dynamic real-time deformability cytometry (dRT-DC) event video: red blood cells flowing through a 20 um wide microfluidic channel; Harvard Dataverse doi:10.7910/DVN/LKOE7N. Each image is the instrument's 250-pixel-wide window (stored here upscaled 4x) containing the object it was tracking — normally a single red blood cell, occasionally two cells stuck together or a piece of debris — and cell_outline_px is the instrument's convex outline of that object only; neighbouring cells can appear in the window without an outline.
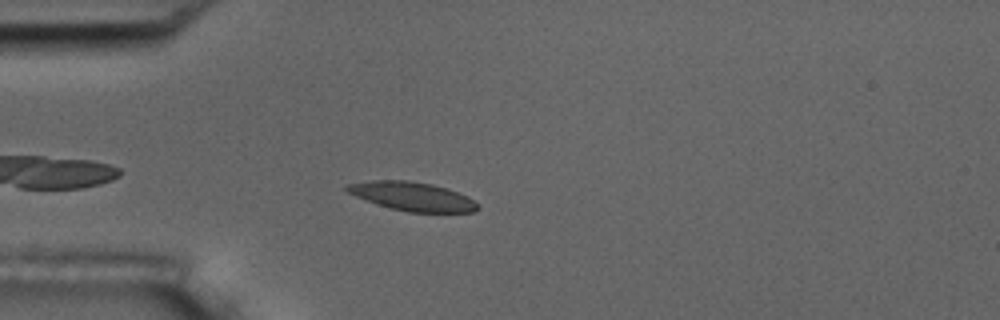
{"species": "common noctule bat (a hibernating species)", "species_latin": "Nyctalus noctula", "temperature_condition": "room temperature", "stored_images_in_passage": 4, "camera_frame_rate_fps": 3000, "um_per_image_px": 0.085, "animal": {"sex": "male", "body_mass_g": 17.5, "forearm_length_mm": 52.3}, "frame": {"image": 1, "passage_image": 4, "time_ms": 3.333, "image_size_px": [1000, 320], "cell_outline_px": [[480, 208], [476, 212], [408, 212], [376, 204], [356, 196], [348, 192], [344, 188], [348, 184], [372, 180], [408, 180], [432, 184], [468, 196]], "centroid_in_image_um": [35.04, 16.69], "position_along_channel_um": 50.0, "area_um2": 21.68}}